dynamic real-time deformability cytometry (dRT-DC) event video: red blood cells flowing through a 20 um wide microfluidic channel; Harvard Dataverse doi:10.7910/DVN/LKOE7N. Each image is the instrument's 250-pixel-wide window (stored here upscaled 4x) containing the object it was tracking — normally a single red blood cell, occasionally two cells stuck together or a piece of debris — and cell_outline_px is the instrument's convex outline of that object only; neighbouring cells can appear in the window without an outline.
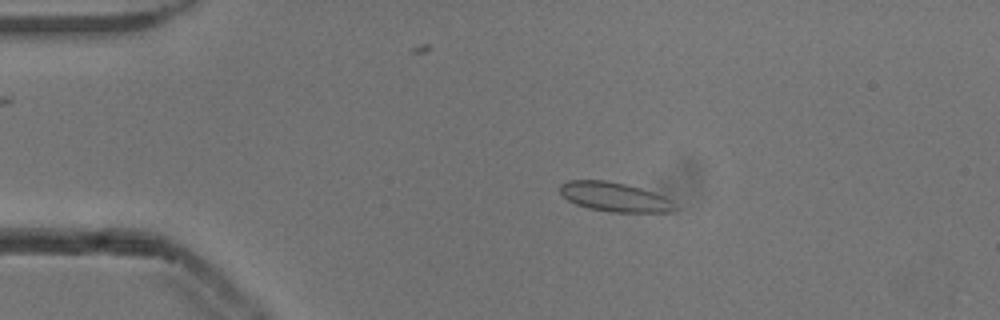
{"species": "common noctule bat (a hibernating species)", "species_latin": "Nyctalus noctula", "temperature_condition": "cold", "stored_images_in_passage": 53, "camera_frame_rate_fps": 3000, "um_per_image_px": 0.085, "animal": {"sex": "male", "body_mass_g": 13.3}, "frame": {"image": 1, "passage_image": 11, "time_ms": 3.333, "image_size_px": [1000, 320], "cell_outline_px": [[680, 208], [676, 212], [612, 212], [588, 208], [576, 204], [568, 200], [560, 192], [560, 184], [568, 180], [604, 180], [624, 184], [640, 188], [664, 196], [672, 200]], "centroid_in_image_um": [52.29, 16.75], "position_along_channel_um": 32.7, "area_um2": 19.71}}
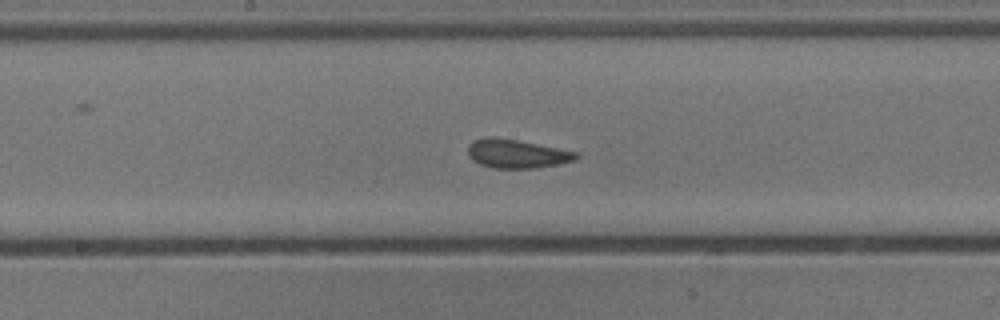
{"frame": {"image": 2, "passage_image": 28, "time_ms": 9.0, "image_size_px": [1000, 320], "cell_outline_px": [[580, 156], [572, 160], [556, 164], [536, 168], [492, 168], [480, 164], [472, 160], [468, 156], [468, 144], [476, 140], [488, 136], [492, 136], [516, 140], [580, 152]], "centroid_in_image_um": [43.9, 13.06], "position_along_channel_um": 204.3, "area_um2": 18.03}}
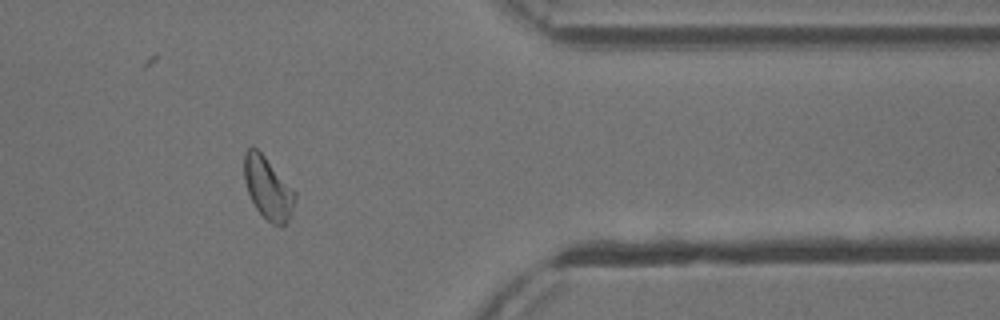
{"frame": {"image": 3, "passage_image": 44, "time_ms": 14.333, "image_size_px": [1000, 320], "cell_outline_px": [[296, 196], [288, 220], [284, 224], [272, 224], [256, 208], [248, 192], [244, 180], [244, 152], [248, 148], [256, 148], [264, 156], [296, 192]], "centroid_in_image_um": [22.75, 15.97], "position_along_channel_um": 388.6, "area_um2": 17.86}}